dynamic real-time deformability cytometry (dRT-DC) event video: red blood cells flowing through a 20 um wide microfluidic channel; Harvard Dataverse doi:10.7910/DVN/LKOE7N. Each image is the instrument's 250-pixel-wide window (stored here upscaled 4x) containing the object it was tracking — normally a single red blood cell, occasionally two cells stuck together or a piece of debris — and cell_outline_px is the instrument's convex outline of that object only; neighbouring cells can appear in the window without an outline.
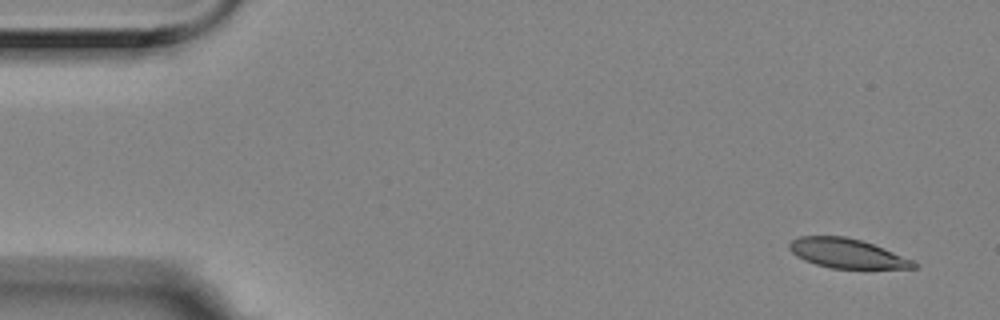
{"species": "Egyptian fruit bat (a non-hibernating species)", "species_latin": "Rousettus aegyptiacus", "temperature_condition": "room temperature", "stored_images_in_passage": 4, "camera_frame_rate_fps": 3000, "um_per_image_px": 0.085, "animal": {"sex": "female"}, "frame": {"image": 1, "passage_image": 1, "time_ms": 0.0, "image_size_px": [1000, 320], "cell_outline_px": [[920, 264], [916, 268], [832, 268], [816, 264], [804, 260], [796, 256], [788, 248], [788, 244], [792, 240], [800, 236], [844, 236], [860, 240], [884, 248], [916, 260]], "centroid_in_image_um": [72.03, 21.54], "position_along_channel_um": 13.0, "area_um2": 21.39}}
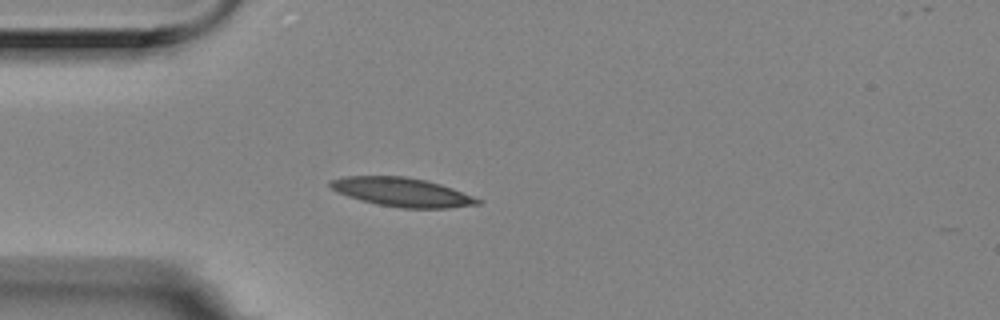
{"frame": {"image": 2, "passage_image": 4, "time_ms": 1.0, "image_size_px": [1000, 320], "cell_outline_px": [[484, 200], [480, 204], [448, 208], [400, 208], [376, 204], [348, 196], [332, 188], [328, 184], [328, 180], [344, 176], [404, 176], [424, 180], [440, 184], [452, 188]], "centroid_in_image_um": [34.19, 16.33], "position_along_channel_um": 50.8, "area_um2": 24.74}}